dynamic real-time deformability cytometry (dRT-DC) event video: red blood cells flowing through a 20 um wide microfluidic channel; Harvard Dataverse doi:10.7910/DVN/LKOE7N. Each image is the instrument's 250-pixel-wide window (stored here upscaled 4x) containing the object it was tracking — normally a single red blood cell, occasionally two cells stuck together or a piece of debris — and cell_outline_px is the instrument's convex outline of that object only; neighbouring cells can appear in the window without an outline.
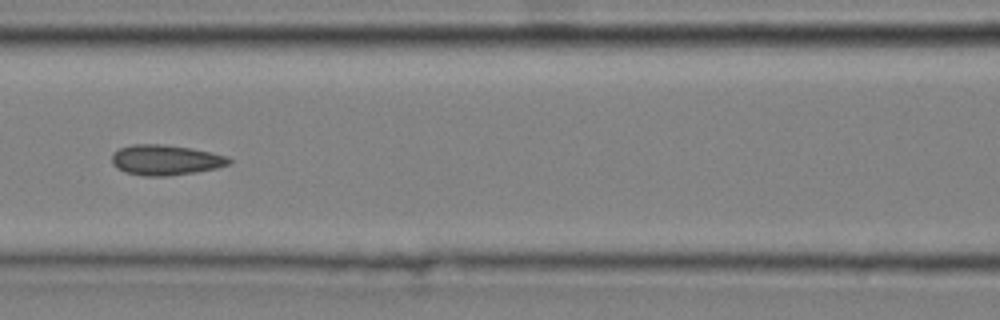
{"species": "common noctule bat (a hibernating species)", "species_latin": "Nyctalus noctula", "temperature_condition": "cold", "stored_images_in_passage": 9, "camera_frame_rate_fps": 3000, "um_per_image_px": 0.085, "animal": {"sex": "male", "body_mass_g": 20.4}, "frame": {"image": 1, "passage_image": 6, "time_ms": 1.667, "image_size_px": [1000, 320], "cell_outline_px": [[232, 160], [228, 164], [216, 168], [196, 172], [168, 176], [144, 176], [124, 172], [116, 168], [112, 164], [112, 152], [120, 148], [132, 144], [164, 144], [192, 148], [228, 156]], "centroid_in_image_um": [14.04, 13.59], "position_along_channel_um": 152.6, "area_um2": 20.87}}
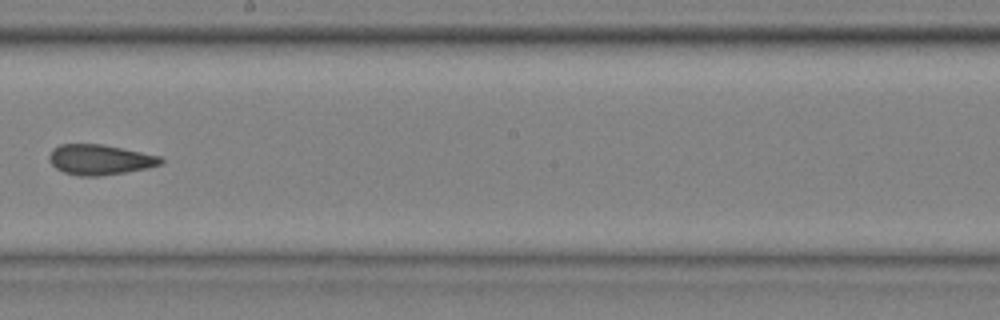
{"frame": {"image": 2, "passage_image": 8, "time_ms": 2.333, "image_size_px": [1000, 320], "cell_outline_px": [[164, 160], [160, 164], [148, 168], [100, 176], [80, 176], [64, 172], [56, 168], [48, 160], [48, 156], [52, 148], [60, 144], [104, 144], [160, 156]], "centroid_in_image_um": [8.46, 13.56], "position_along_channel_um": 239.7, "area_um2": 19.71}}
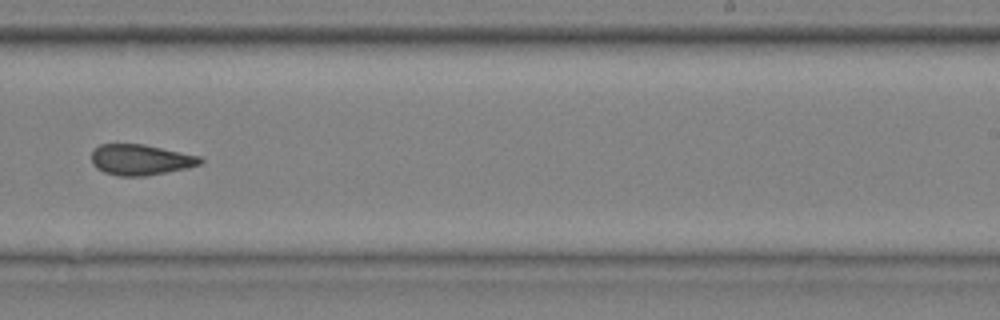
{"frame": {"image": 3, "passage_image": 9, "time_ms": 2.667, "image_size_px": [1000, 320], "cell_outline_px": [[204, 160], [200, 164], [188, 168], [144, 176], [116, 176], [104, 172], [96, 168], [92, 164], [92, 152], [100, 144], [144, 144], [200, 156]], "centroid_in_image_um": [11.95, 13.58], "position_along_channel_um": 277.1, "area_um2": 19.48}}